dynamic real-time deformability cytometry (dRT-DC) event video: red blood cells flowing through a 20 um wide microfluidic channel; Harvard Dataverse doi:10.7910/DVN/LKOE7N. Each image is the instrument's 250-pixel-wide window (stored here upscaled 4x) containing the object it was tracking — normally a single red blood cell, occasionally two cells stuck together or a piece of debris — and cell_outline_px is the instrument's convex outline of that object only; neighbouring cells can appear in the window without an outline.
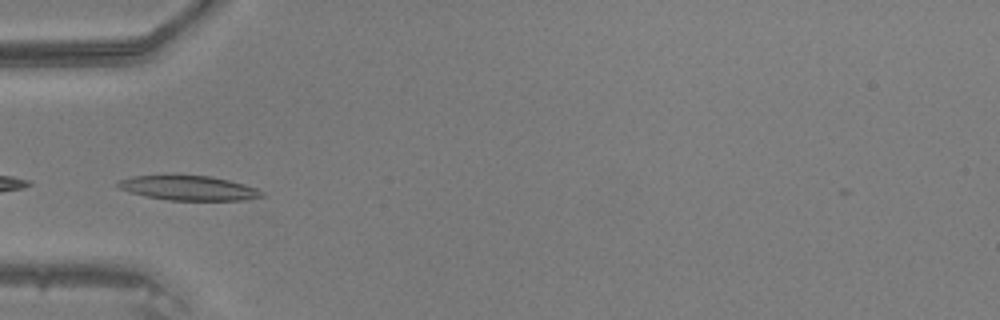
{"species": "common noctule bat (a hibernating species)", "species_latin": "Nyctalus noctula", "temperature_condition": "warm", "stored_images_in_passage": 10, "camera_frame_rate_fps": 3000, "um_per_image_px": 0.085, "animal": {"sex": "male", "body_mass_g": 20.5, "forearm_length_mm": 52.5}, "frame": {"image": 1, "passage_image": 1, "time_ms": 0.0, "image_size_px": [1000, 320], "cell_outline_px": [[264, 196], [244, 200], [168, 200], [148, 196], [132, 192], [120, 188], [116, 184], [120, 180], [132, 176], [212, 176], [244, 184], [256, 188], [264, 192]], "centroid_in_image_um": [16.09, 15.99], "position_along_channel_um": 68.9, "area_um2": 20.17}}
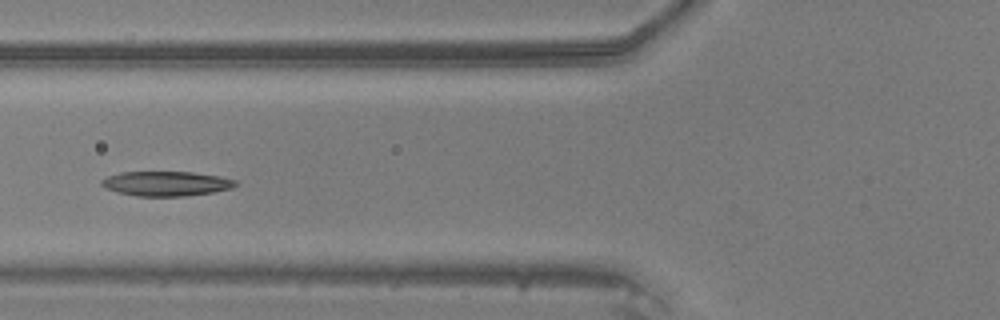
{"frame": {"image": 2, "passage_image": 4, "time_ms": 1.0, "image_size_px": [1000, 320], "cell_outline_px": [[240, 184], [232, 188], [212, 192], [184, 196], [136, 196], [104, 188], [100, 184], [100, 180], [108, 176], [120, 172], [192, 172], [220, 176], [236, 180]], "centroid_in_image_um": [14.14, 15.6], "position_along_channel_um": 111.7, "area_um2": 19.31}}
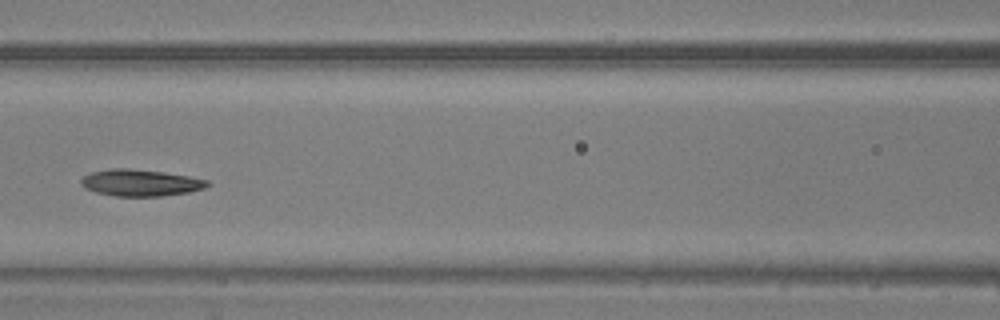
{"frame": {"image": 3, "passage_image": 7, "time_ms": 2.0, "image_size_px": [1000, 320], "cell_outline_px": [[212, 184], [204, 188], [188, 192], [160, 196], [116, 196], [96, 192], [84, 188], [80, 184], [80, 180], [84, 176], [92, 172], [112, 168], [128, 168], [164, 172], [188, 176], [208, 180]], "centroid_in_image_um": [11.94, 15.53], "position_along_channel_um": 154.7, "area_um2": 19.59}}